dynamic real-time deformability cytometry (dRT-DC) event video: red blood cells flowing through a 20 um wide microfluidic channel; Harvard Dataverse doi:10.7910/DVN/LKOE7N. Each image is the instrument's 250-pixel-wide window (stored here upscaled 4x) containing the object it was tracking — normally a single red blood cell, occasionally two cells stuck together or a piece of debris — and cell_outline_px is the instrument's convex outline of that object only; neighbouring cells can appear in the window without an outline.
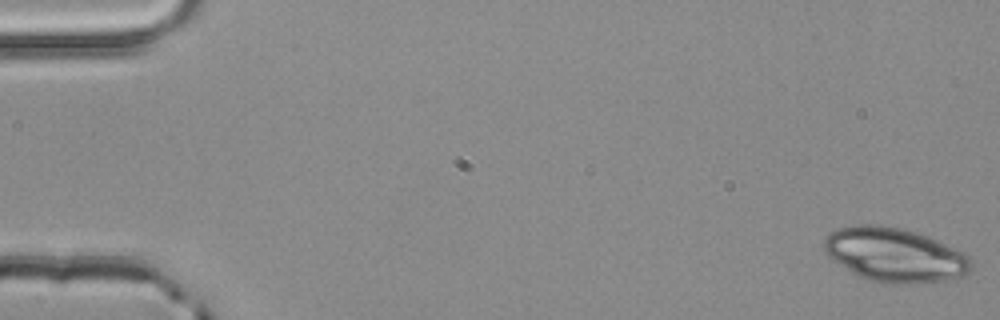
{"species": "common noctule bat (a hibernating species)", "species_latin": "Nyctalus noctula", "temperature_condition": "room temperature", "stored_images_in_passage": 52, "camera_frame_rate_fps": 3000, "um_per_image_px": 0.085, "animal": {"sex": "male", "body_mass_g": 20.4}, "frame": {"image": 1, "passage_image": 1, "time_ms": 0.0, "image_size_px": [1000, 320], "cell_outline_px": [[972, 268], [968, 272], [960, 276], [948, 280], [916, 284], [892, 284], [868, 280], [852, 272], [832, 260], [824, 252], [824, 240], [828, 232], [836, 228], [856, 224], [880, 224], [900, 228], [916, 232], [928, 236], [964, 252], [972, 260]], "centroid_in_image_um": [76.03, 21.66], "position_along_channel_um": 9.0, "area_um2": 46.82}}
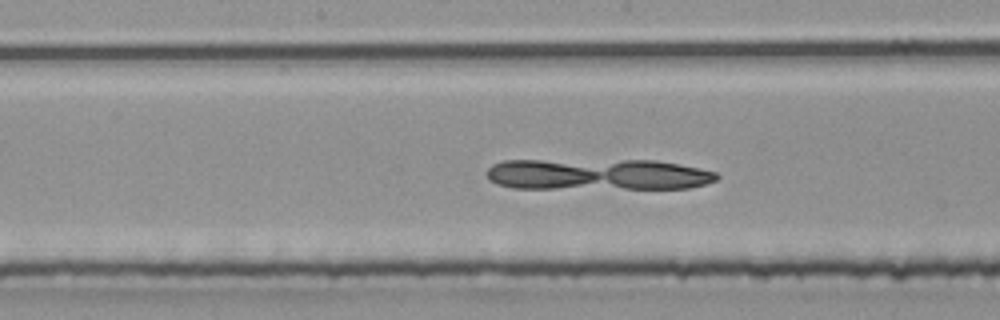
{"frame": {"image": 2, "passage_image": 27, "time_ms": 8.667, "image_size_px": [1000, 320], "cell_outline_px": [[720, 176], [716, 180], [704, 184], [688, 188], [512, 188], [496, 184], [488, 180], [484, 172], [492, 164], [504, 160], [656, 160], [680, 164], [700, 168], [716, 172]], "centroid_in_image_um": [50.75, 14.82], "position_along_channel_um": 197.5, "area_um2": 42.37}}
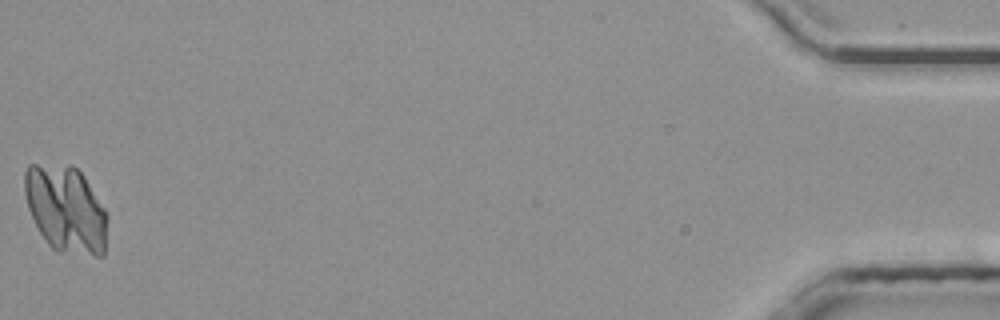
{"frame": {"image": 3, "passage_image": 52, "time_ms": 17.0, "image_size_px": [1000, 320], "cell_outline_px": [[108, 220], [104, 256], [92, 256], [56, 252], [48, 244], [40, 232], [28, 208], [24, 192], [24, 172], [28, 164], [72, 164], [84, 176], [104, 208], [108, 216]], "centroid_in_image_um": [5.6, 17.79], "position_along_channel_um": 429.6, "area_um2": 42.48}}